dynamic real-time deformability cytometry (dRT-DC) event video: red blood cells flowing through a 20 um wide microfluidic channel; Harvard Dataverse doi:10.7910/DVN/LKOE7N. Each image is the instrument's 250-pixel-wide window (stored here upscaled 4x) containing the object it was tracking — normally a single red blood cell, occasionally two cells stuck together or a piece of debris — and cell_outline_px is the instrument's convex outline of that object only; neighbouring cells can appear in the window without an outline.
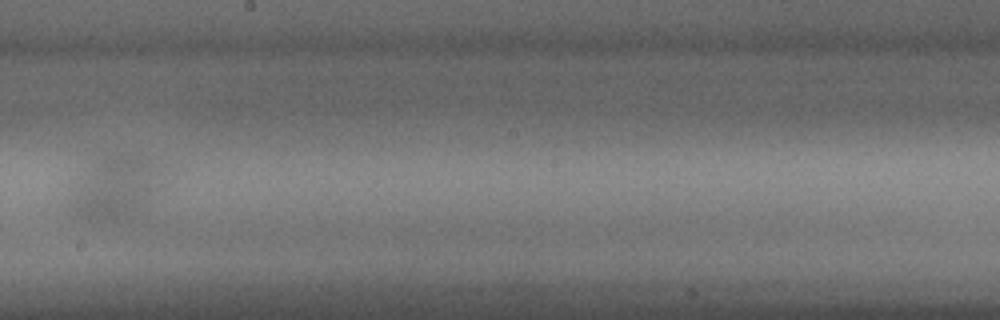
{"species": "common noctule bat (a hibernating species)", "species_latin": "Nyctalus noctula", "temperature_condition": "warm", "stored_images_in_passage": 25, "camera_frame_rate_fps": 3000, "um_per_image_px": 0.085, "animal": {"sex": "male", "body_mass_g": 15.6}, "frame": {"image": 1, "passage_image": 10, "time_ms": 3.0, "image_size_px": [1000, 320], "cell_outline_px": [[152, 164], [148, 188], [140, 208], [132, 216], [124, 220], [96, 224], [72, 220], [68, 212], [68, 204], [96, 152], [140, 152], [148, 156]], "centroid_in_image_um": [9.46, 15.97], "position_along_channel_um": 238.7, "area_um2": 33.18}}
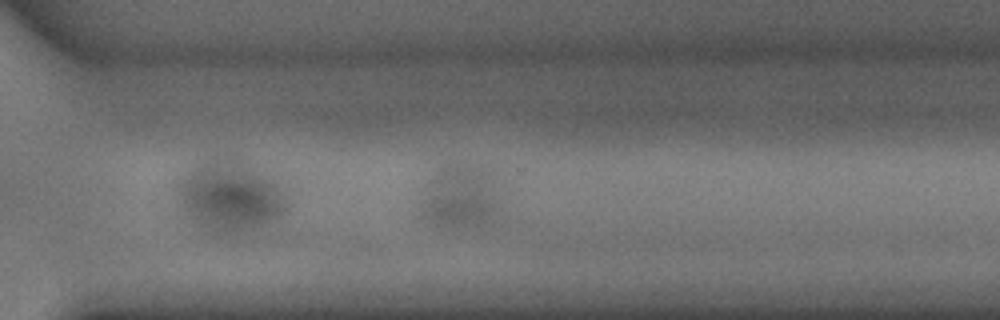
{"frame": {"image": 2, "passage_image": 15, "time_ms": 4.667, "image_size_px": [1000, 320], "cell_outline_px": [[496, 220], [492, 224], [468, 228], [448, 228], [428, 224], [416, 216], [428, 188], [436, 172], [444, 164], [456, 160], [460, 160], [480, 164], [488, 172]], "centroid_in_image_um": [39.0, 16.76], "position_along_channel_um": 331.6, "area_um2": 29.54}}
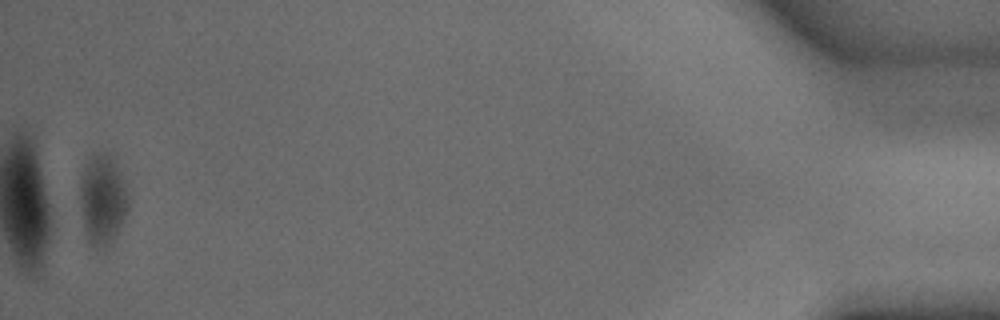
{"frame": {"image": 3, "passage_image": 25, "time_ms": 8.0, "image_size_px": [1000, 320], "cell_outline_px": [[128, 208], [124, 220], [108, 244], [104, 248], [96, 248], [88, 244], [84, 228], [80, 200], [80, 180], [92, 156], [96, 152], [104, 152], [112, 156], [116, 160], [128, 200]], "centroid_in_image_um": [8.7, 16.97], "position_along_channel_um": 426.5, "area_um2": 24.8}}